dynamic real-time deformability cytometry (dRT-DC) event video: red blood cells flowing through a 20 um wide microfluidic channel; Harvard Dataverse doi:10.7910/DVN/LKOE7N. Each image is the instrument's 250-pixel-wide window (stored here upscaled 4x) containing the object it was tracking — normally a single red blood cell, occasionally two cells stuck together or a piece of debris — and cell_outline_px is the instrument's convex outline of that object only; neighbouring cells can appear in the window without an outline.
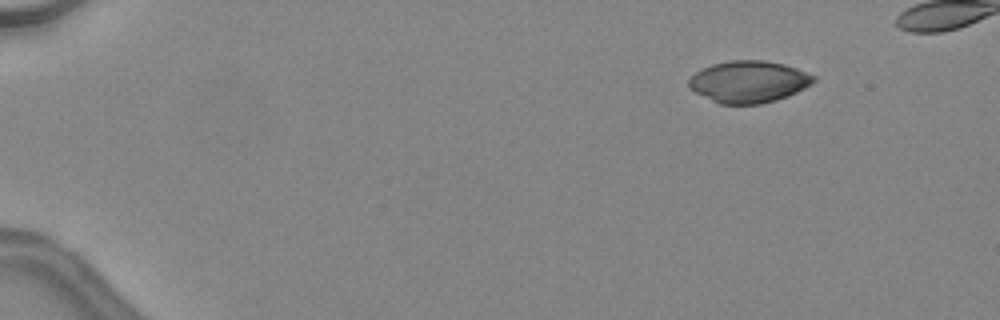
{"species": "common noctule bat (a hibernating species)", "species_latin": "Nyctalus noctula", "temperature_condition": "warm", "stored_images_in_passage": 40, "camera_frame_rate_fps": 3000, "um_per_image_px": 0.085, "animal": {"sex": "female", "body_mass_g": 24.6, "forearm_length_mm": 56.2}, "frame": {"image": 1, "passage_image": 1, "time_ms": 0.0, "image_size_px": [1000, 320], "cell_outline_px": [[816, 80], [812, 84], [788, 96], [776, 100], [760, 104], [720, 104], [688, 88], [688, 80], [696, 72], [712, 64], [732, 60], [764, 60], [784, 64], [796, 68], [816, 76]], "centroid_in_image_um": [63.66, 6.94], "position_along_channel_um": 21.3, "area_um2": 30.35}}